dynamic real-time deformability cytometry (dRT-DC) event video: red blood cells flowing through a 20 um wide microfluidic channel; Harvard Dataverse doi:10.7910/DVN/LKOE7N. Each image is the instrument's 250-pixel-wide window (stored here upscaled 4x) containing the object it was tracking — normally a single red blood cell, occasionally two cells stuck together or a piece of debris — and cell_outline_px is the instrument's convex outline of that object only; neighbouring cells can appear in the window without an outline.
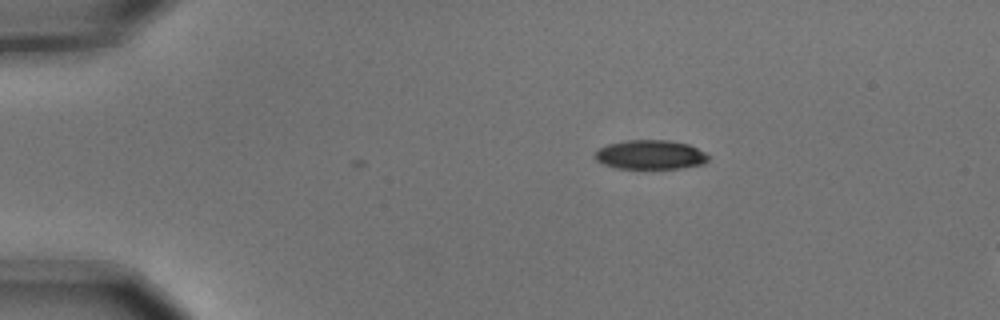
{"species": "common noctule bat (a hibernating species)", "species_latin": "Nyctalus noctula", "temperature_condition": "cold", "stored_images_in_passage": 3, "camera_frame_rate_fps": 3000, "um_per_image_px": 0.085, "animal": {"sex": "male", "body_mass_g": 15.6}, "frame": {"image": 1, "passage_image": 1, "time_ms": 0.0, "image_size_px": [1000, 320], "cell_outline_px": [[708, 160], [704, 164], [680, 168], [616, 168], [604, 164], [596, 160], [592, 156], [592, 152], [608, 144], [628, 140], [668, 140], [688, 144], [704, 152], [708, 156]], "centroid_in_image_um": [55.24, 13.15], "position_along_channel_um": 29.8, "area_um2": 19.31}}